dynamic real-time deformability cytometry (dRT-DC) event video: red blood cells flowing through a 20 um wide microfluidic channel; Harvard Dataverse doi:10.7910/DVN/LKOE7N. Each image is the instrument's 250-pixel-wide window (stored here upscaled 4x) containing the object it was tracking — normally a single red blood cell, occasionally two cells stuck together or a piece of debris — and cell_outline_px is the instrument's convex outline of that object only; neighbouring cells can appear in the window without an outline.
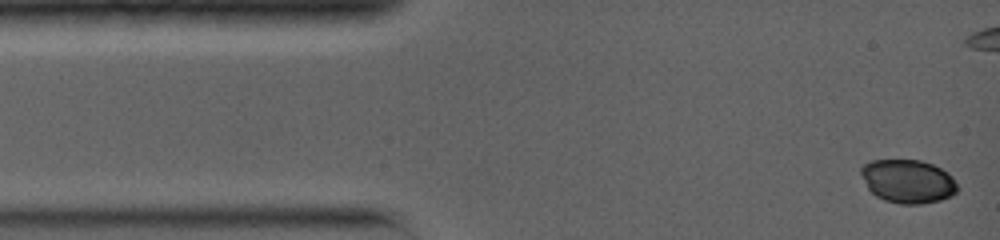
{"species": "common noctule bat (a hibernating species)", "species_latin": "Nyctalus noctula", "temperature_condition": "warm", "stored_images_in_passage": 20, "camera_frame_rate_fps": 5000, "um_per_image_px": 0.085, "animal": {"sex": "female", "body_mass_g": 19.0, "forearm_length_mm": 56.7}, "frame": {"image": 1, "passage_image": 1, "time_ms": 0.0, "image_size_px": [1000, 240], "cell_outline_px": [[960, 188], [952, 196], [940, 200], [920, 204], [900, 204], [884, 200], [876, 196], [868, 188], [860, 172], [860, 168], [864, 164], [872, 160], [920, 160], [932, 164], [948, 172], [952, 176]], "centroid_in_image_um": [77.19, 15.41], "position_along_channel_um": 7.8, "area_um2": 24.57}}
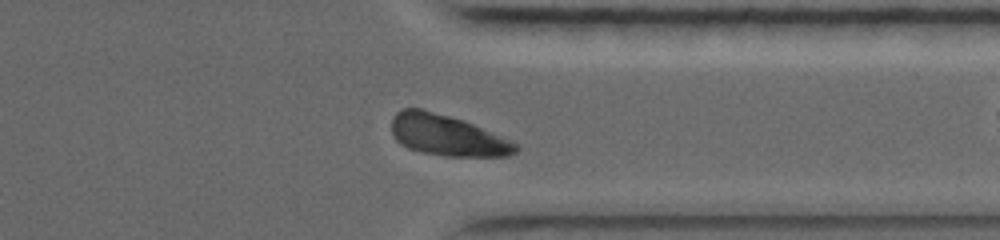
{"frame": {"image": 2, "passage_image": 17, "time_ms": 11.2, "image_size_px": [1000, 240], "cell_outline_px": [[520, 148], [516, 152], [508, 156], [444, 156], [424, 152], [408, 148], [400, 144], [392, 136], [392, 116], [400, 108], [420, 108], [464, 120], [520, 144]], "centroid_in_image_um": [38.01, 11.5], "position_along_channel_um": 373.4, "area_um2": 29.77}}